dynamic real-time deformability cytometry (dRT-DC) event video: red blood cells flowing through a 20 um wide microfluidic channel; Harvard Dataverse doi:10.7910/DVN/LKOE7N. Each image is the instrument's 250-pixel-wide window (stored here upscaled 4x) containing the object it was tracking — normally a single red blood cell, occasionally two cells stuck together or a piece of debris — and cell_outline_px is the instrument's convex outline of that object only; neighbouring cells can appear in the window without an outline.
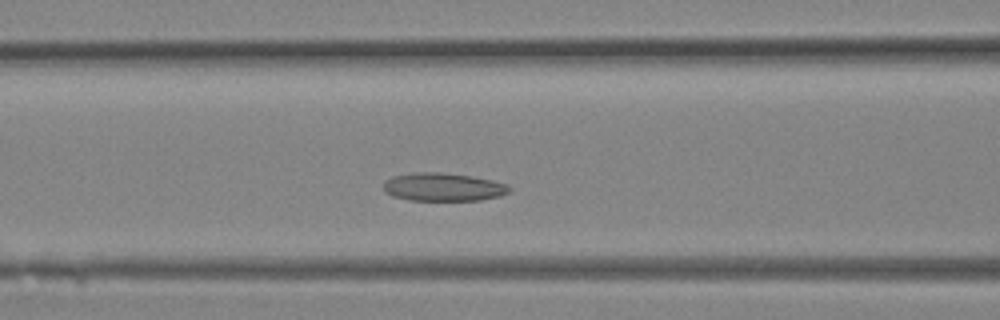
{"species": "Egyptian fruit bat (a non-hibernating species)", "species_latin": "Rousettus aegyptiacus", "temperature_condition": "room temperature", "stored_images_in_passage": 14, "camera_frame_rate_fps": 3000, "um_per_image_px": 0.085, "animal": {"sex": "female"}, "frame": {"image": 1, "passage_image": 8, "time_ms": 2.333, "image_size_px": [1000, 320], "cell_outline_px": [[512, 188], [508, 192], [500, 196], [480, 200], [408, 200], [392, 196], [384, 192], [384, 180], [392, 176], [416, 172], [440, 172], [472, 176], [492, 180], [508, 184]], "centroid_in_image_um": [37.66, 15.89], "position_along_channel_um": 128.9, "area_um2": 20.81}}
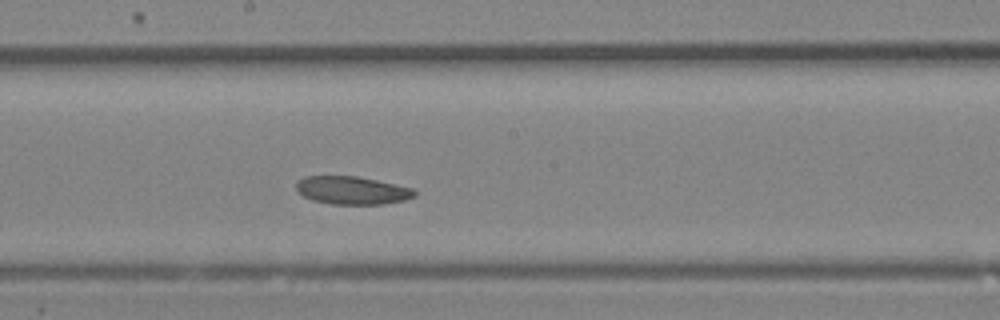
{"frame": {"image": 2, "passage_image": 12, "time_ms": 3.667, "image_size_px": [1000, 320], "cell_outline_px": [[416, 196], [404, 200], [384, 204], [332, 204], [312, 200], [296, 192], [296, 180], [304, 176], [356, 176], [376, 180], [412, 188], [416, 192]], "centroid_in_image_um": [29.88, 16.18], "position_along_channel_um": 218.3, "area_um2": 19.36}}
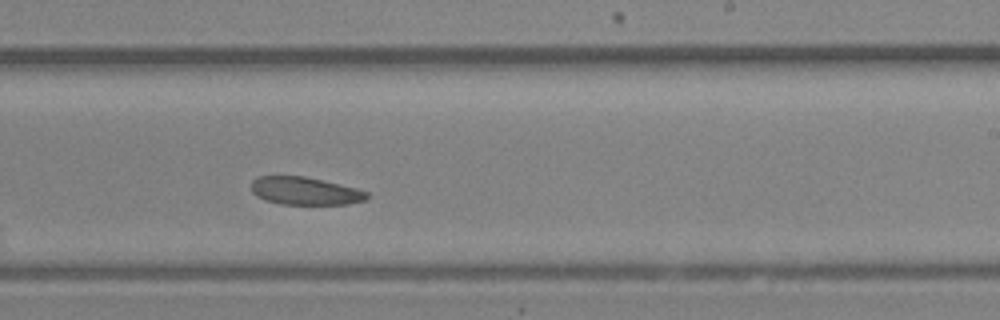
{"frame": {"image": 3, "passage_image": 14, "time_ms": 4.333, "image_size_px": [1000, 320], "cell_outline_px": [[368, 196], [364, 200], [348, 204], [280, 204], [264, 200], [256, 196], [252, 192], [252, 180], [256, 176], [304, 176], [356, 188], [368, 192]], "centroid_in_image_um": [25.88, 16.23], "position_along_channel_um": 263.1, "area_um2": 18.67}}